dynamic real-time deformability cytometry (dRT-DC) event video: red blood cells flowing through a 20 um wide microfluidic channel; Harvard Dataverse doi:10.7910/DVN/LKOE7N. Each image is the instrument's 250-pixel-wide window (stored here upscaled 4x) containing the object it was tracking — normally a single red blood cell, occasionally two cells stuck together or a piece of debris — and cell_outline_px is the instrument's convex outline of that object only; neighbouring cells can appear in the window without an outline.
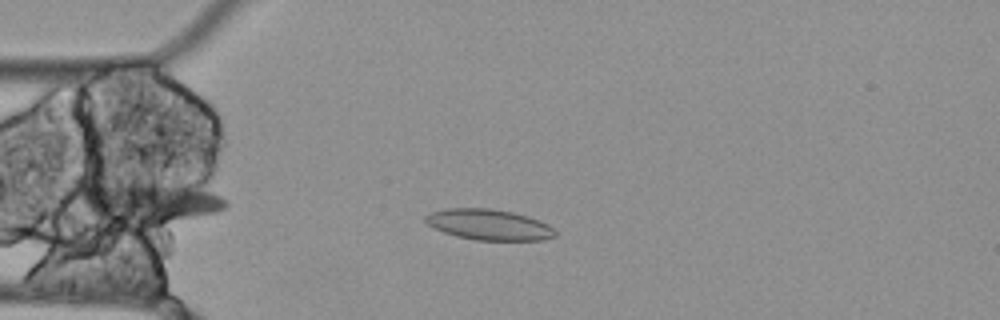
{"species": "Egyptian fruit bat (a non-hibernating species)", "species_latin": "Rousettus aegyptiacus", "temperature_condition": "cold", "stored_images_in_passage": 41, "camera_frame_rate_fps": 3000, "um_per_image_px": 0.085, "animal": {"sex": "female"}, "frame": {"image": 1, "passage_image": 4, "time_ms": 1.0, "image_size_px": [1000, 320], "cell_outline_px": [[556, 236], [544, 240], [476, 240], [456, 236], [444, 232], [428, 224], [424, 220], [424, 216], [432, 212], [448, 208], [492, 208], [512, 212], [548, 224], [556, 232]], "centroid_in_image_um": [41.55, 19.1], "position_along_channel_um": 43.5, "area_um2": 23.0}}
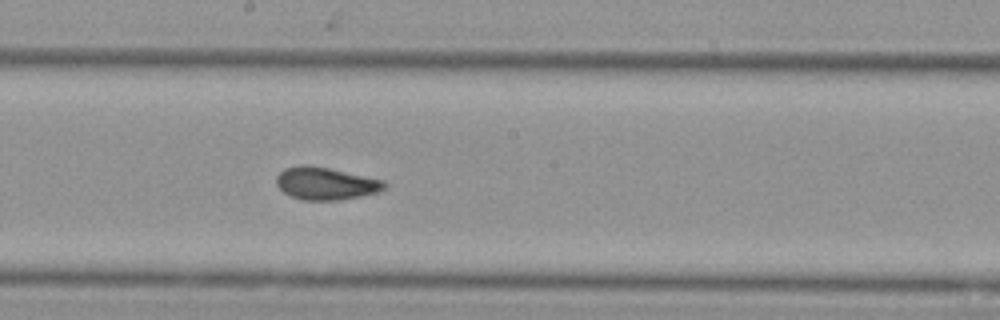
{"frame": {"image": 2, "passage_image": 20, "time_ms": 6.333, "image_size_px": [1000, 320], "cell_outline_px": [[388, 184], [380, 192], [360, 196], [336, 200], [300, 200], [284, 192], [276, 184], [276, 176], [284, 168], [300, 164], [308, 164], [328, 168], [384, 180]], "centroid_in_image_um": [27.67, 15.58], "position_along_channel_um": 220.5, "area_um2": 20.52}}
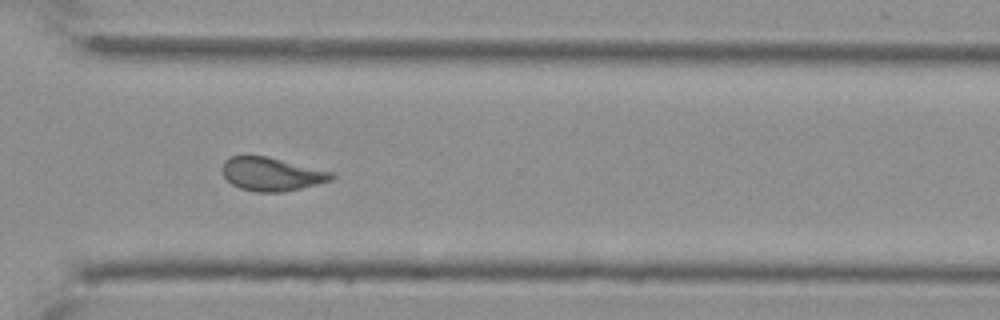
{"frame": {"image": 3, "passage_image": 31, "time_ms": 10.0, "image_size_px": [1000, 320], "cell_outline_px": [[336, 176], [332, 180], [300, 188], [280, 192], [256, 192], [240, 188], [232, 184], [224, 176], [220, 168], [224, 160], [232, 156], [268, 156], [332, 172]], "centroid_in_image_um": [23.05, 14.79], "position_along_channel_um": 347.5, "area_um2": 21.21}, "authors_computed_cell_mechanics": {"area_um2": 21.2126, "velocity_mm_per_s": 3.4695, "shape_relaxation_time_tau1_ms": null, "shape_relaxation_time_tau2_ms": 3.9319, "deformation_change_tau1": null, "deformation_change_tau2": 0.0739}}